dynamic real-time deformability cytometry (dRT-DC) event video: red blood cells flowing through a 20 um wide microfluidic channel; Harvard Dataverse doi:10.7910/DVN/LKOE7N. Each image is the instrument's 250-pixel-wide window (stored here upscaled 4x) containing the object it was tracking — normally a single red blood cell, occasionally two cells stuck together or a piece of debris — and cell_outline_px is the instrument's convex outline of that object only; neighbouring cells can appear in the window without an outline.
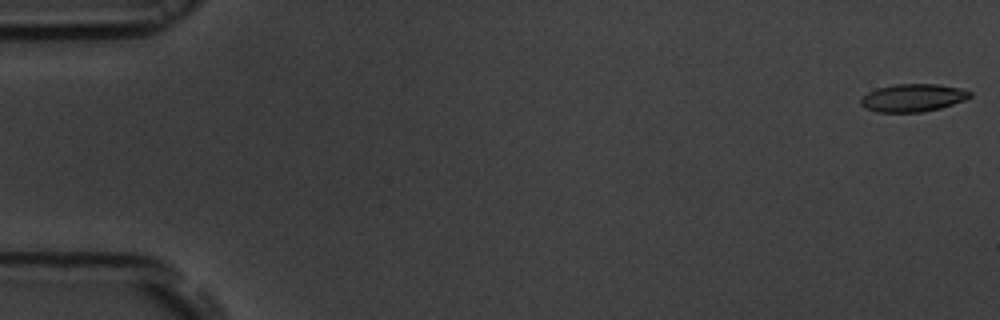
{"species": "common noctule bat (a hibernating species)", "species_latin": "Nyctalus noctula", "temperature_condition": "room temperature", "stored_images_in_passage": 55, "camera_frame_rate_fps": 3000, "um_per_image_px": 0.085, "animal": {"sex": "male", "body_mass_g": 19.5, "forearm_length_mm": 54.6}, "frame": {"image": 1, "passage_image": 1, "time_ms": 0.0, "image_size_px": [1000, 320], "cell_outline_px": [[972, 96], [964, 100], [940, 108], [920, 112], [876, 112], [860, 104], [860, 100], [868, 92], [876, 88], [896, 84], [936, 84], [960, 88], [972, 92]], "centroid_in_image_um": [77.6, 8.31], "position_along_channel_um": 7.4, "area_um2": 17.51}}
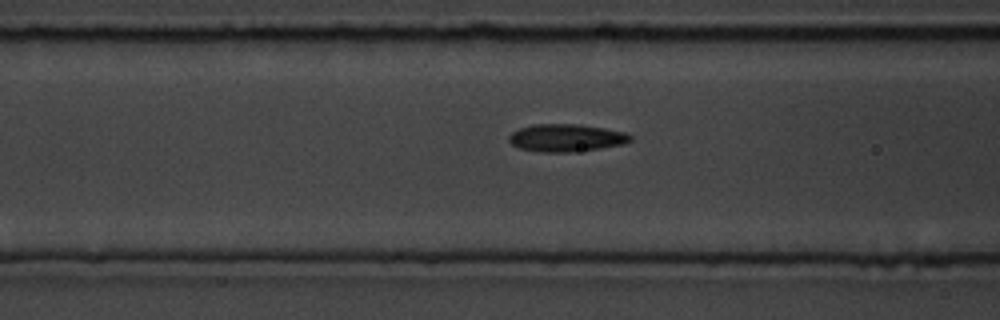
{"frame": {"image": 2, "passage_image": 22, "time_ms": 7.0, "image_size_px": [1000, 320], "cell_outline_px": [[632, 140], [624, 144], [600, 148], [572, 152], [540, 152], [520, 148], [512, 144], [508, 140], [508, 136], [512, 132], [520, 128], [532, 124], [580, 124], [604, 128], [624, 132], [632, 136]], "centroid_in_image_um": [48.12, 11.71], "position_along_channel_um": 118.5, "area_um2": 19.54}}
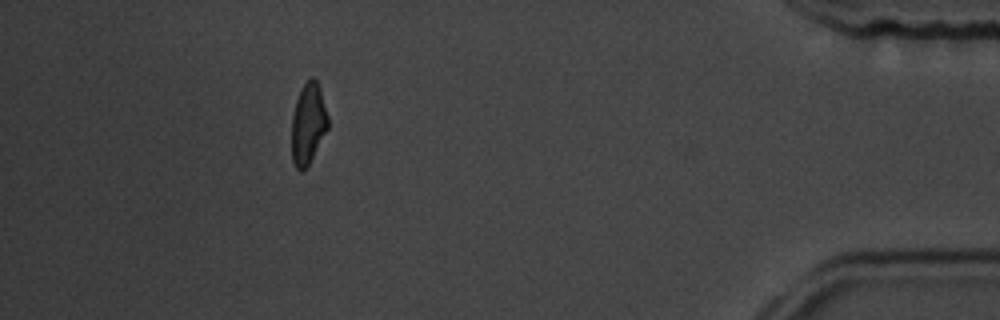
{"frame": {"image": 3, "passage_image": 50, "time_ms": 16.333, "image_size_px": [1000, 320], "cell_outline_px": [[328, 128], [308, 164], [300, 172], [296, 168], [292, 160], [292, 116], [296, 100], [304, 84], [312, 76], [316, 80], [320, 88], [328, 116]], "centroid_in_image_um": [26.19, 10.5], "position_along_channel_um": 409.0, "area_um2": 16.82}, "authors_computed_cell_mechanics": {"area_um2": 18.496, "velocity_mm_per_s": 3.7048, "shape_relaxation_time_tau1_ms": null, "shape_relaxation_time_tau2_ms": 1.6861, "deformation_change_tau1": null, "deformation_change_tau2": 0.085}}